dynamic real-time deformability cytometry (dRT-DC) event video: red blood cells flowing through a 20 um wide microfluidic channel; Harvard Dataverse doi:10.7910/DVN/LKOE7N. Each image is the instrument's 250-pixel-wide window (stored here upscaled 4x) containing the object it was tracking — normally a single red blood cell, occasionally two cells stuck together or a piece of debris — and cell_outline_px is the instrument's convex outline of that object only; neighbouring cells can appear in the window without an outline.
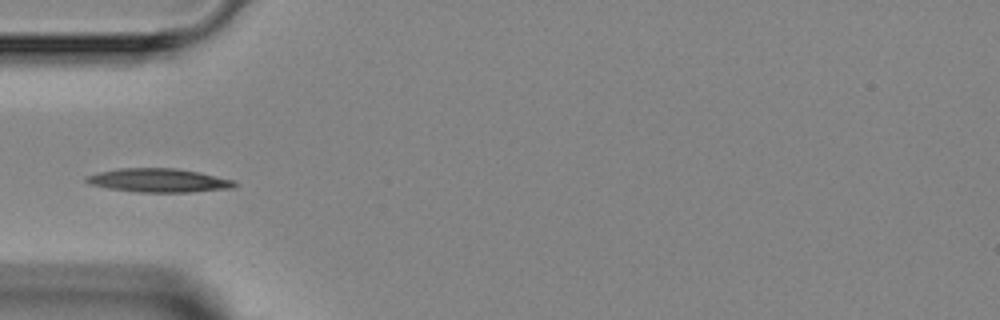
{"species": "Egyptian fruit bat (a non-hibernating species)", "species_latin": "Rousettus aegyptiacus", "temperature_condition": "room temperature", "stored_images_in_passage": 6, "camera_frame_rate_fps": 3000, "um_per_image_px": 0.085, "animal": {"sex": "female"}, "frame": {"image": 1, "passage_image": 5, "time_ms": 4.667, "image_size_px": [1000, 320], "cell_outline_px": [[236, 184], [232, 188], [188, 192], [136, 192], [108, 188], [92, 184], [84, 180], [84, 176], [100, 172], [120, 168], [176, 168], [236, 180]], "centroid_in_image_um": [13.47, 15.33], "position_along_channel_um": 71.5, "area_um2": 20.29}}
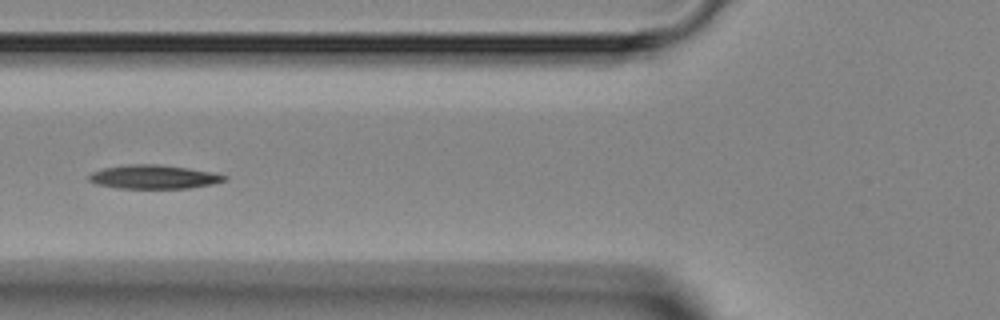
{"frame": {"image": 2, "passage_image": 6, "time_ms": 5.667, "image_size_px": [1000, 320], "cell_outline_px": [[228, 180], [212, 184], [188, 188], [116, 188], [96, 184], [88, 180], [88, 176], [92, 172], [104, 168], [128, 164], [156, 164], [188, 168], [228, 176]], "centroid_in_image_um": [13.04, 15.04], "position_along_channel_um": 112.8, "area_um2": 18.67}}